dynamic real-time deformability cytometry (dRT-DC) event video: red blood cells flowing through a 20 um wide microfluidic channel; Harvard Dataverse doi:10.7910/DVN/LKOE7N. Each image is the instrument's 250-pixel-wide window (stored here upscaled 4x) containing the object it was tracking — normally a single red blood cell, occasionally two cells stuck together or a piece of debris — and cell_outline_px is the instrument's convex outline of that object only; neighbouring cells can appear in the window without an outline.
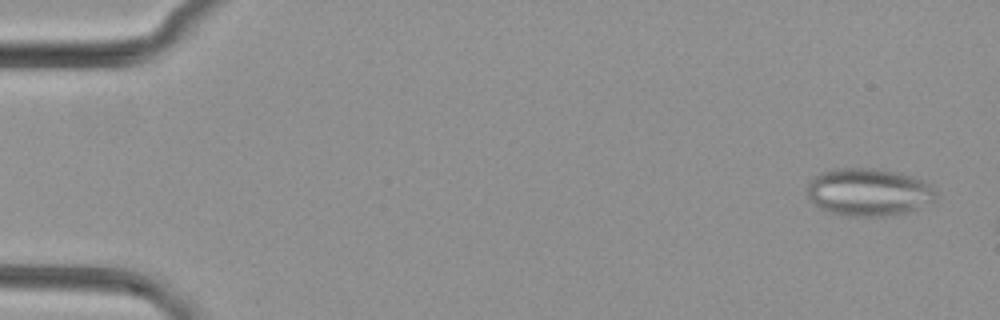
{"species": "common noctule bat (a hibernating species)", "species_latin": "Nyctalus noctula", "temperature_condition": "cold", "stored_images_in_passage": 49, "camera_frame_rate_fps": 3000, "um_per_image_px": 0.085, "animal": {"sex": "female", "body_mass_g": 29.2, "forearm_length_mm": 56.3}, "frame": {"image": 1, "passage_image": 3, "time_ms": 0.667, "image_size_px": [1000, 320], "cell_outline_px": [[936, 200], [912, 212], [884, 216], [840, 216], [820, 208], [808, 200], [808, 184], [820, 172], [832, 168], [876, 168], [896, 172], [912, 176], [924, 180], [932, 184], [936, 192]], "centroid_in_image_um": [73.86, 16.34], "position_along_channel_um": 11.1, "area_um2": 36.36}}
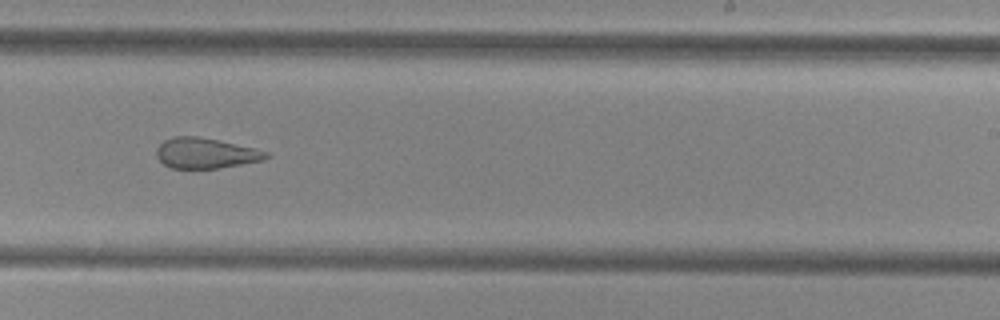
{"frame": {"image": 2, "passage_image": 33, "time_ms": 10.667, "image_size_px": [1000, 320], "cell_outline_px": [[272, 156], [264, 160], [220, 168], [172, 168], [164, 164], [156, 156], [156, 148], [164, 140], [172, 136], [196, 136], [256, 148], [268, 152]], "centroid_in_image_um": [17.49, 13.02], "position_along_channel_um": 271.5, "area_um2": 19.48}}
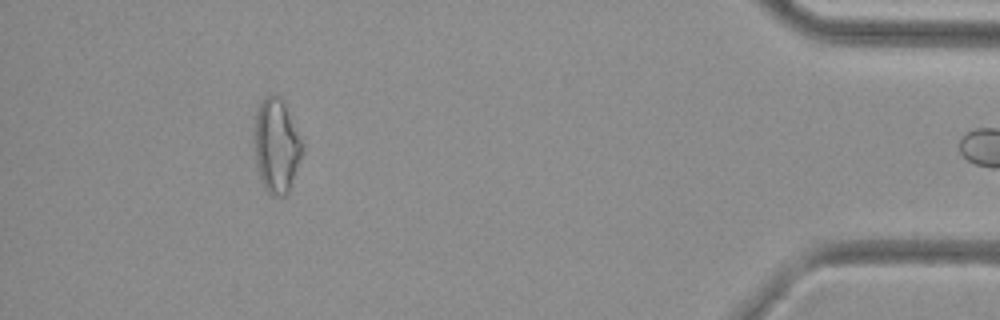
{"frame": {"image": 3, "passage_image": 48, "time_ms": 15.667, "image_size_px": [1000, 320], "cell_outline_px": [[304, 144], [300, 160], [288, 192], [284, 196], [276, 196], [268, 192], [264, 188], [256, 164], [252, 140], [256, 108], [264, 96], [272, 92], [280, 96]], "centroid_in_image_um": [23.45, 12.33], "position_along_channel_um": 411.7, "area_um2": 26.7}}